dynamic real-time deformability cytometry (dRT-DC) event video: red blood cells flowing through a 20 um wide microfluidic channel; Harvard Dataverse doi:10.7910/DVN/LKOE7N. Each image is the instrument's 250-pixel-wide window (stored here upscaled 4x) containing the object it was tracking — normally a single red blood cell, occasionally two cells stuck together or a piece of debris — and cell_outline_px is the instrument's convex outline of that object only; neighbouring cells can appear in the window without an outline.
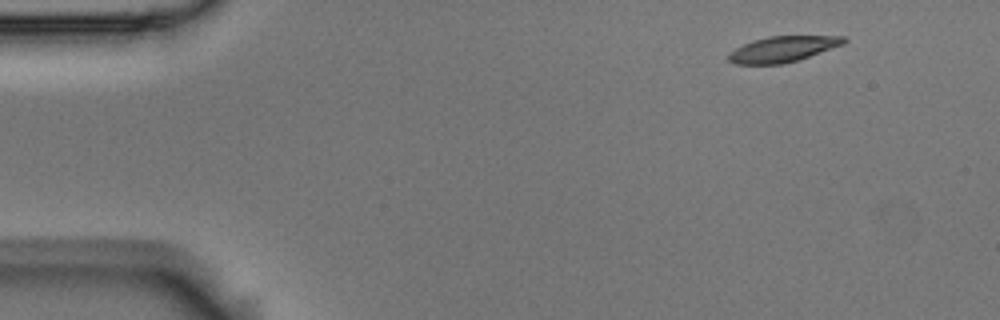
{"species": "Egyptian fruit bat (a non-hibernating species)", "species_latin": "Rousettus aegyptiacus", "temperature_condition": "room temperature", "stored_images_in_passage": 4, "camera_frame_rate_fps": 3000, "um_per_image_px": 0.085, "animal": {"sex": "male"}, "frame": {"image": 1, "passage_image": 1, "time_ms": 0.0, "image_size_px": [1000, 320], "cell_outline_px": [[848, 40], [844, 44], [784, 64], [736, 64], [728, 60], [728, 56], [736, 48], [752, 40], [768, 36], [844, 36]], "centroid_in_image_um": [66.54, 4.16], "position_along_channel_um": 18.5, "area_um2": 17.05}}
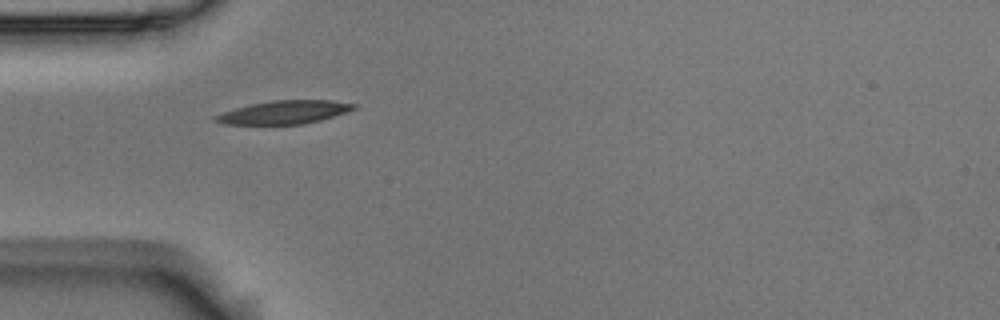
{"frame": {"image": 2, "passage_image": 4, "time_ms": 1.0, "image_size_px": [1000, 320], "cell_outline_px": [[356, 108], [320, 120], [304, 124], [224, 124], [212, 120], [212, 116], [236, 108], [252, 104], [272, 100], [332, 100], [356, 104]], "centroid_in_image_um": [24.12, 9.54], "position_along_channel_um": 60.9, "area_um2": 18.55}}